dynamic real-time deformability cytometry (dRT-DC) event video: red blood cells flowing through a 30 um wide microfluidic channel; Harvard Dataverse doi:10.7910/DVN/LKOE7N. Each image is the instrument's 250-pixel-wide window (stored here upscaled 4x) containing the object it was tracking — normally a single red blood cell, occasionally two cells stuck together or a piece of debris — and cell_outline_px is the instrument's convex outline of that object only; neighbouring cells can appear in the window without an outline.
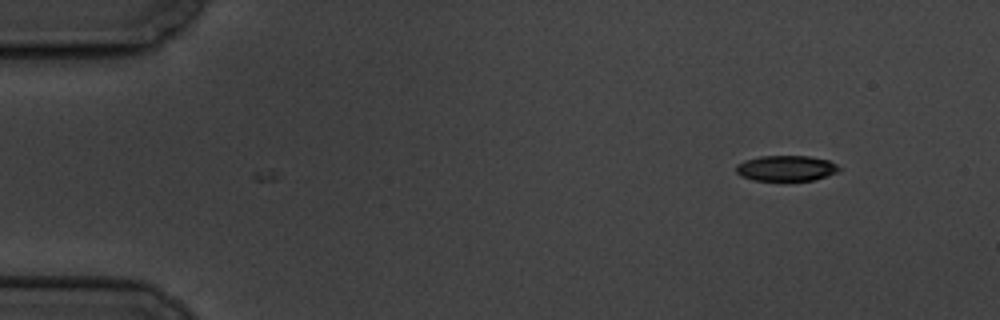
{"species": "common noctule bat (a hibernating species)", "species_latin": "Nyctalus noctula", "temperature_condition": "cold", "stored_images_in_passage": 4, "camera_frame_rate_fps": 3000, "um_per_image_px": 0.085, "animal": {"sex": "male", "body_mass_g": 19.5, "forearm_length_mm": 54.6}, "frame": {"image": 1, "passage_image": 1, "time_ms": 0.0, "image_size_px": [1000, 320], "cell_outline_px": [[840, 172], [812, 180], [752, 180], [740, 176], [736, 172], [736, 164], [744, 160], [760, 156], [808, 156], [828, 160], [836, 164], [840, 168]], "centroid_in_image_um": [66.8, 14.3], "position_along_channel_um": 18.2, "area_um2": 15.37}}